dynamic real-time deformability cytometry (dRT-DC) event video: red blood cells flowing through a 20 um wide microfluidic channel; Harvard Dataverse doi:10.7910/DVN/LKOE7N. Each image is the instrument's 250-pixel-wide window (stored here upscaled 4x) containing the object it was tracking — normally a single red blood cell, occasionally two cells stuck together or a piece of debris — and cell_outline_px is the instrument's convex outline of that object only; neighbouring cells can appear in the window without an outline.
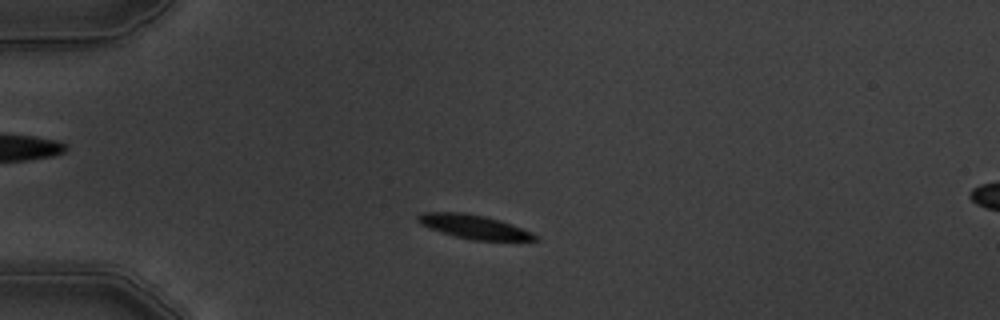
{"species": "common noctule bat (a hibernating species)", "species_latin": "Nyctalus noctula", "temperature_condition": "warm", "stored_images_in_passage": 2, "camera_frame_rate_fps": 3000, "um_per_image_px": 0.085, "animal": {"sex": "male", "body_mass_g": 19.5, "forearm_length_mm": 54.6}, "frame": {"image": 1, "passage_image": 2, "time_ms": 1.333, "image_size_px": [1000, 320], "cell_outline_px": [[540, 240], [472, 240], [456, 236], [420, 224], [416, 220], [416, 216], [424, 212], [460, 212], [484, 216], [500, 220], [512, 224], [532, 232]], "centroid_in_image_um": [40.29, 19.26], "position_along_channel_um": 44.7, "area_um2": 16.01}}